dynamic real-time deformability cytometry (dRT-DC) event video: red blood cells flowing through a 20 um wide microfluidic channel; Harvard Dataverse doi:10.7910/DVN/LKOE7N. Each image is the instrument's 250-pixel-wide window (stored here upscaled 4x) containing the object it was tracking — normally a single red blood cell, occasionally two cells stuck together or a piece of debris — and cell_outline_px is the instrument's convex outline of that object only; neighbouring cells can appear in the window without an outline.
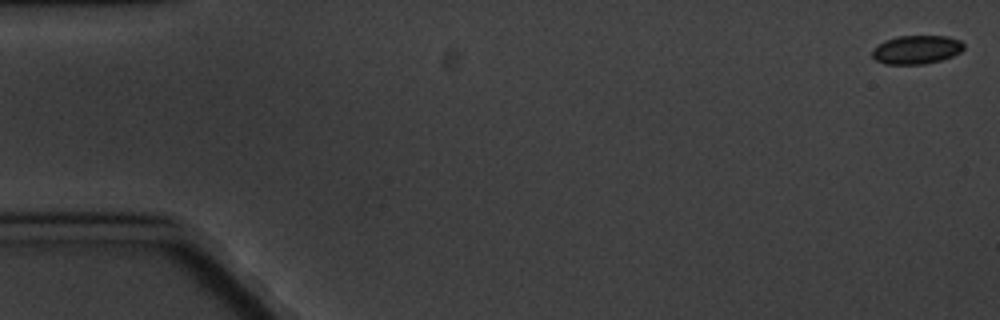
{"species": "common noctule bat (a hibernating species)", "species_latin": "Nyctalus noctula", "temperature_condition": "cold", "stored_images_in_passage": 7, "camera_frame_rate_fps": 3000, "um_per_image_px": 0.085, "animal": {"sex": "male", "body_mass_g": 20.1, "forearm_length_mm": 53.5}, "frame": {"image": 1, "passage_image": 1, "time_ms": 0.0, "image_size_px": [1000, 320], "cell_outline_px": [[964, 48], [960, 52], [952, 56], [940, 60], [924, 64], [884, 64], [876, 60], [872, 56], [872, 52], [884, 40], [900, 36], [948, 36], [960, 40], [964, 44]], "centroid_in_image_um": [77.93, 4.22], "position_along_channel_um": 7.1, "area_um2": 15.14}}
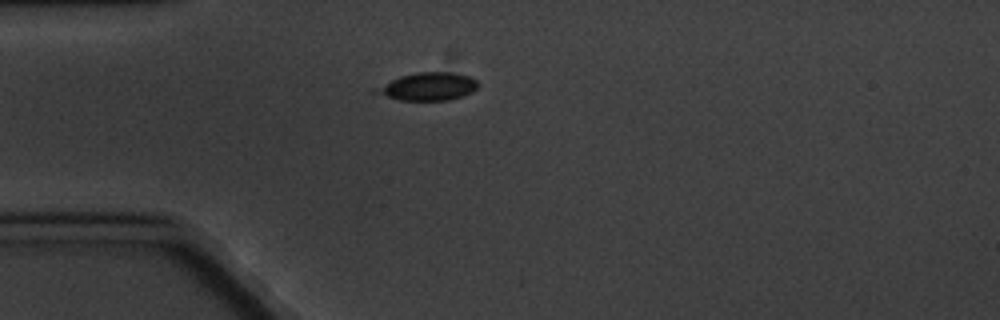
{"frame": {"image": 2, "passage_image": 5, "time_ms": 5.0, "image_size_px": [1000, 320], "cell_outline_px": [[480, 84], [472, 92], [448, 100], [400, 100], [388, 96], [380, 92], [380, 88], [392, 80], [400, 76], [416, 72], [452, 72], [468, 76], [476, 80]], "centroid_in_image_um": [36.52, 7.34], "position_along_channel_um": 48.5, "area_um2": 15.84}}